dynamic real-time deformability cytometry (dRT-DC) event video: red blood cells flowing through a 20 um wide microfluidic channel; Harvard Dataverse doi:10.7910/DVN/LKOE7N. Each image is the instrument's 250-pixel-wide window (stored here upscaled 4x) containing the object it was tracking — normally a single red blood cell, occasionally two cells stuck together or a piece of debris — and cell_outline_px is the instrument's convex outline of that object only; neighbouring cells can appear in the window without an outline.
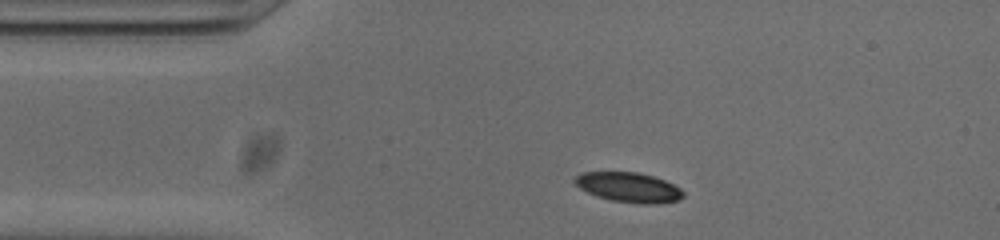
{"species": "common noctule bat (a hibernating species)", "species_latin": "Nyctalus noctula", "temperature_condition": "cold", "stored_images_in_passage": 40, "camera_frame_rate_fps": 3000, "um_per_image_px": 0.085, "animal": {"sex": "male", "body_mass_g": 20.0, "forearm_length_mm": 53.3}, "frame": {"image": 1, "passage_image": 1, "time_ms": 0.0, "image_size_px": [1000, 240], "cell_outline_px": [[684, 196], [680, 200], [656, 204], [644, 204], [612, 200], [596, 196], [580, 188], [572, 180], [580, 172], [636, 172], [652, 176], [664, 180], [680, 188], [684, 192]], "centroid_in_image_um": [53.44, 15.92], "position_along_channel_um": 31.6, "area_um2": 18.79}}
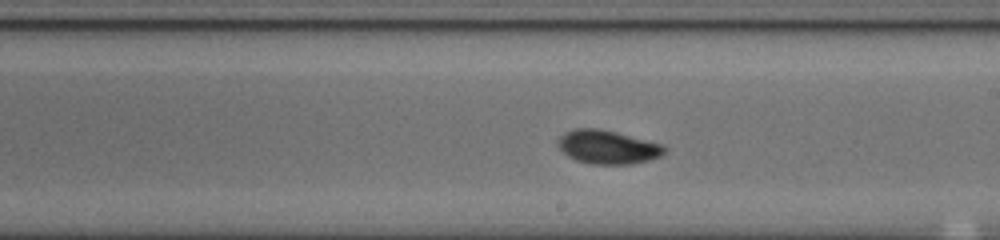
{"frame": {"image": 2, "passage_image": 20, "time_ms": 6.333, "image_size_px": [1000, 240], "cell_outline_px": [[668, 152], [660, 156], [648, 160], [632, 164], [592, 164], [576, 160], [568, 156], [556, 144], [556, 140], [564, 132], [576, 128], [596, 128], [616, 132], [664, 144], [668, 148]], "centroid_in_image_um": [51.67, 12.49], "position_along_channel_um": 237.3, "area_um2": 21.1}}
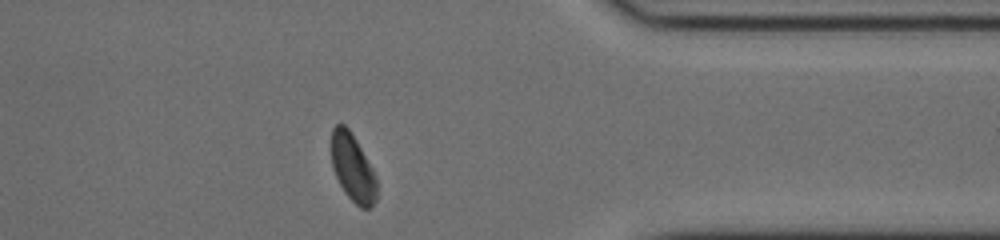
{"frame": {"image": 3, "passage_image": 33, "time_ms": 10.667, "image_size_px": [1000, 240], "cell_outline_px": [[376, 200], [372, 208], [360, 208], [344, 192], [332, 168], [332, 128], [336, 124], [344, 124], [348, 128], [356, 140], [372, 168], [376, 176]], "centroid_in_image_um": [29.99, 14.28], "position_along_channel_um": 381.4, "area_um2": 17.69}, "authors_computed_cell_mechanics": {"area_um2": 19.8254, "velocity_mm_per_s": 3.7724, "shape_relaxation_time_tau1_ms": 4.0506, "shape_relaxation_time_tau2_ms": 2.7629, "deformation_change_tau1": 0.1272, "deformation_change_tau2": 0.0516}}